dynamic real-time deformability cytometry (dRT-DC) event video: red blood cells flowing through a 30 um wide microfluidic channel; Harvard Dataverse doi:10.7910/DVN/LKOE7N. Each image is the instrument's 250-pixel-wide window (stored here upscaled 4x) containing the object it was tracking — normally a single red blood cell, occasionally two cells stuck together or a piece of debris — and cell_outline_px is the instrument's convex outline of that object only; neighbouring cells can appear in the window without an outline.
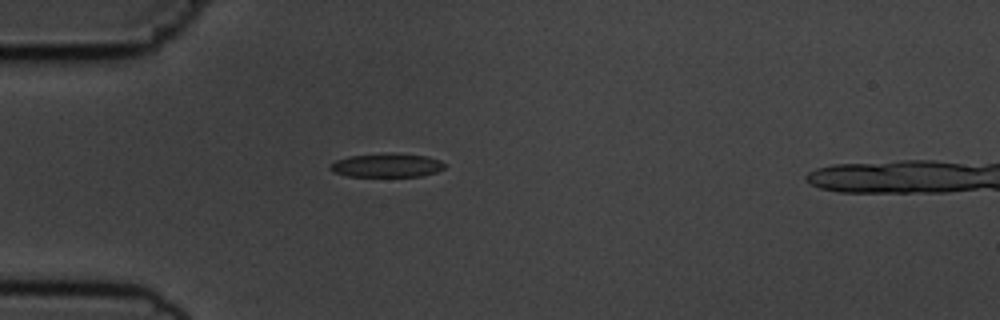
{"species": "common noctule bat (a hibernating species)", "species_latin": "Nyctalus noctula", "temperature_condition": "cold", "stored_images_in_passage": 3, "camera_frame_rate_fps": 3000, "um_per_image_px": 0.085, "animal": {"sex": "male", "body_mass_g": 19.5, "forearm_length_mm": 54.6}, "frame": {"image": 1, "passage_image": 3, "time_ms": 3.0, "image_size_px": [1000, 320], "cell_outline_px": [[444, 168], [436, 172], [420, 176], [348, 176], [332, 172], [328, 168], [336, 160], [348, 156], [384, 152], [392, 152], [428, 156], [440, 160], [444, 164]], "centroid_in_image_um": [32.86, 14.03], "position_along_channel_um": 52.1, "area_um2": 16.07}}